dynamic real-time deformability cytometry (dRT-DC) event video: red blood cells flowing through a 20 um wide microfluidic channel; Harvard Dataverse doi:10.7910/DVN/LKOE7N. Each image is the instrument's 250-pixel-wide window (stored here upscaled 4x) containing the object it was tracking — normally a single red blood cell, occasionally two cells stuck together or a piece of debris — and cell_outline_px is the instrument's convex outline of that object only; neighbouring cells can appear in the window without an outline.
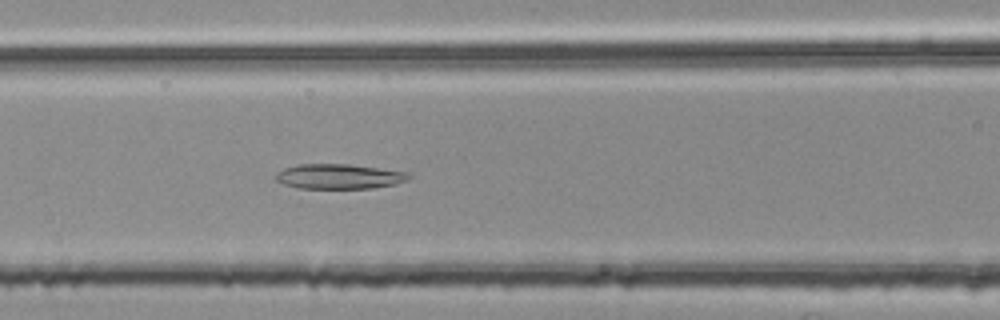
{"species": "common noctule bat (a hibernating species)", "species_latin": "Nyctalus noctula", "temperature_condition": "room temperature", "stored_images_in_passage": 54, "camera_frame_rate_fps": 3000, "um_per_image_px": 0.085, "animal": {"sex": "female", "body_mass_g": 25.1}, "frame": {"image": 1, "passage_image": 23, "time_ms": 7.333, "image_size_px": [1000, 320], "cell_outline_px": [[412, 176], [408, 180], [396, 184], [372, 188], [296, 188], [284, 184], [276, 180], [276, 176], [284, 168], [296, 164], [348, 164], [412, 172]], "centroid_in_image_um": [28.89, 14.99], "position_along_channel_um": 137.7, "area_um2": 19.42}}
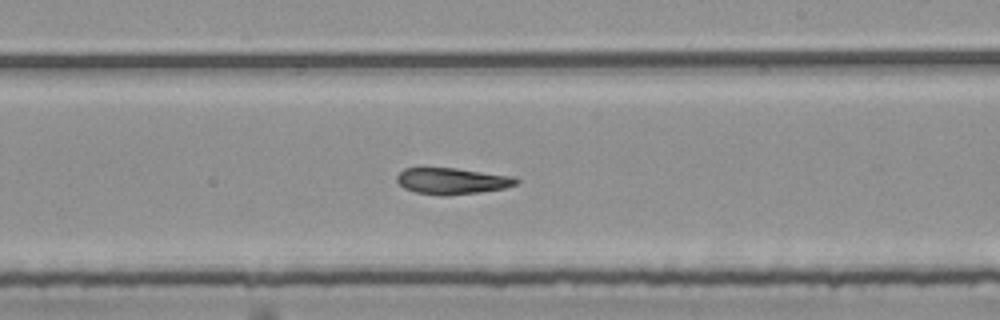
{"frame": {"image": 2, "passage_image": 32, "time_ms": 10.333, "image_size_px": [1000, 320], "cell_outline_px": [[520, 180], [516, 184], [504, 188], [480, 192], [444, 196], [440, 196], [416, 192], [404, 188], [396, 180], [396, 176], [404, 168], [420, 164], [456, 168], [512, 176]], "centroid_in_image_um": [38.33, 15.34], "position_along_channel_um": 250.7, "area_um2": 19.02}}
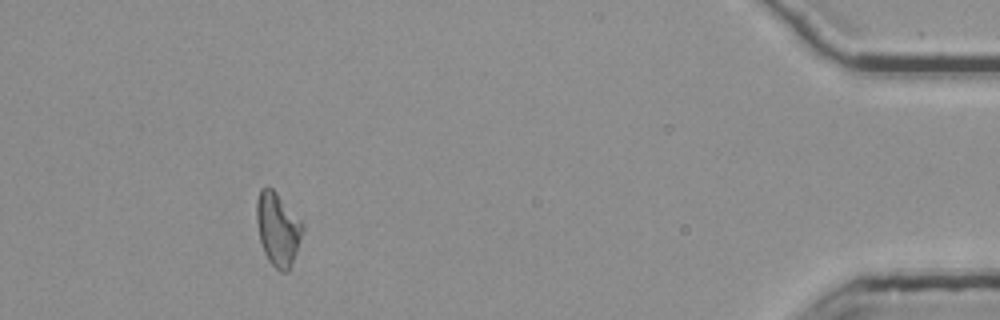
{"frame": {"image": 3, "passage_image": 50, "time_ms": 16.333, "image_size_px": [1000, 320], "cell_outline_px": [[304, 228], [288, 272], [280, 272], [268, 260], [264, 252], [260, 240], [256, 220], [256, 200], [260, 188], [268, 184], [276, 192], [304, 224]], "centroid_in_image_um": [23.58, 19.42], "position_along_channel_um": 411.6, "area_um2": 19.54}}